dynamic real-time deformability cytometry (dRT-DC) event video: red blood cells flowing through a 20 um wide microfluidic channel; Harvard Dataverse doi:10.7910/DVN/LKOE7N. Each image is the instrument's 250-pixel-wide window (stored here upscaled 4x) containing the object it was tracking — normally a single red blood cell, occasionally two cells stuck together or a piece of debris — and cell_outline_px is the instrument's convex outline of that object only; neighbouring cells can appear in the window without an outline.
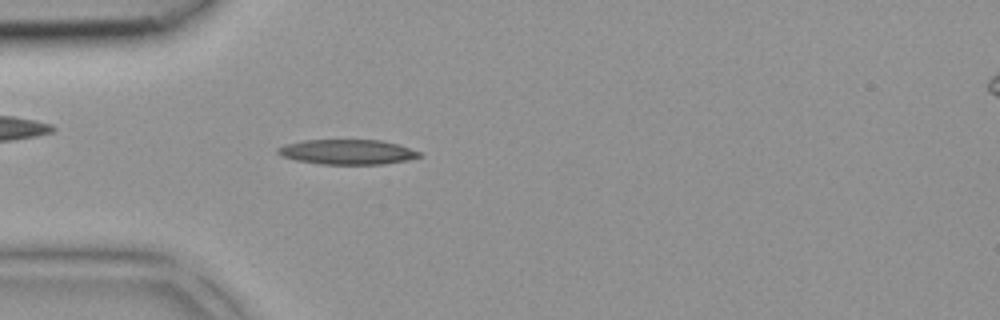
{"species": "common noctule bat (a hibernating species)", "species_latin": "Nyctalus noctula", "temperature_condition": "room temperature", "stored_images_in_passage": 40, "camera_frame_rate_fps": 3000, "um_per_image_px": 0.085, "animal": {"sex": "female", "body_mass_g": 18.4}, "frame": {"image": 1, "passage_image": 11, "time_ms": 3.333, "image_size_px": [1000, 320], "cell_outline_px": [[424, 156], [384, 164], [320, 164], [296, 160], [280, 156], [276, 152], [276, 148], [284, 144], [304, 140], [380, 140], [400, 144], [420, 152]], "centroid_in_image_um": [29.5, 12.91], "position_along_channel_um": 55.5, "area_um2": 20.69}}
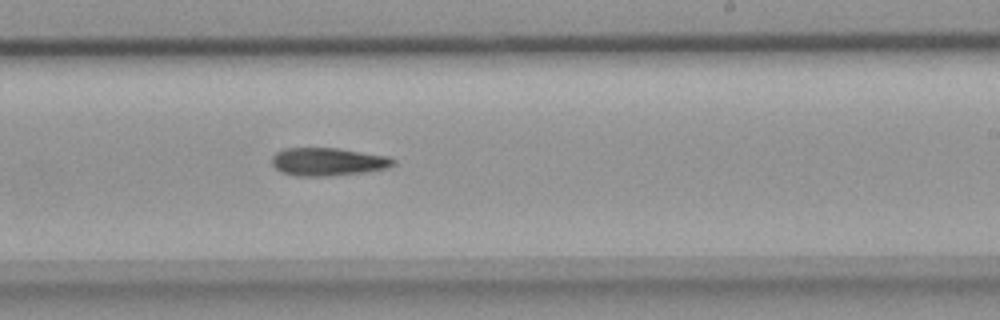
{"frame": {"image": 2, "passage_image": 24, "time_ms": 7.667, "image_size_px": [1000, 320], "cell_outline_px": [[396, 164], [388, 168], [368, 172], [328, 176], [296, 176], [280, 172], [272, 164], [272, 156], [276, 152], [284, 148], [340, 148], [388, 156], [396, 160]], "centroid_in_image_um": [27.9, 13.75], "position_along_channel_um": 261.1, "area_um2": 20.11}}
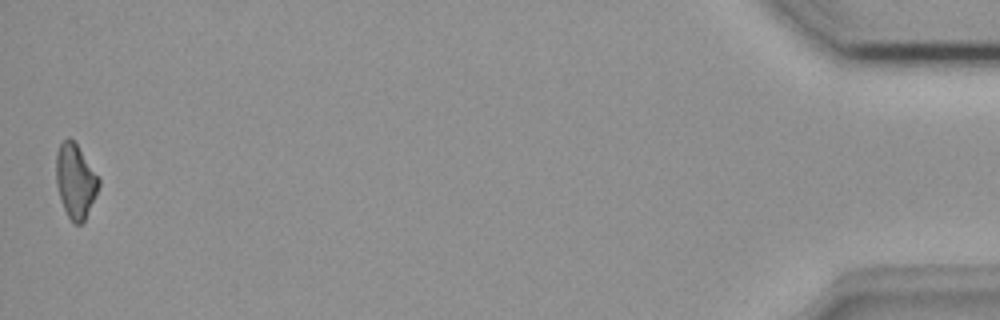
{"frame": {"image": 3, "passage_image": 40, "time_ms": 13.0, "image_size_px": [1000, 320], "cell_outline_px": [[100, 184], [96, 196], [84, 220], [80, 224], [76, 224], [68, 216], [64, 208], [56, 184], [56, 152], [60, 144], [68, 136], [76, 144], [100, 180]], "centroid_in_image_um": [6.4, 15.38], "position_along_channel_um": 428.8, "area_um2": 18.03}}